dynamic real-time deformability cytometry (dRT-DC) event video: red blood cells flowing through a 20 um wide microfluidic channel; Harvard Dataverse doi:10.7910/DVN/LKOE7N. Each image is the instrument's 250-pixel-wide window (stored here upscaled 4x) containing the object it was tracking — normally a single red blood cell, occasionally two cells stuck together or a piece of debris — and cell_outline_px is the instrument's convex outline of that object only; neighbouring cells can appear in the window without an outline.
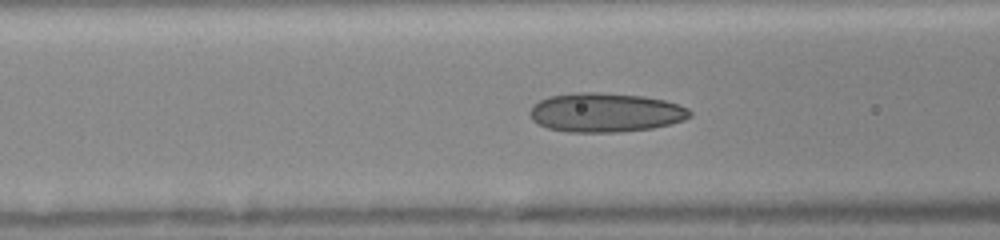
{"species": "human", "species_latin": "Homo sapiens", "temperature_condition": "room temperature", "stored_images_in_passage": 26, "camera_frame_rate_fps": 3000, "um_per_image_px": 0.085, "donor": {"sex": "female"}, "frame": {"image": 1, "passage_image": 6, "time_ms": 1.0, "image_size_px": [1000, 240], "cell_outline_px": [[692, 116], [684, 120], [672, 124], [652, 128], [616, 132], [568, 132], [548, 128], [536, 124], [532, 120], [528, 112], [540, 100], [548, 96], [576, 92], [596, 92], [644, 96], [664, 100], [688, 108], [692, 112]], "centroid_in_image_um": [51.46, 9.56], "position_along_channel_um": 115.1, "area_um2": 36.65}}
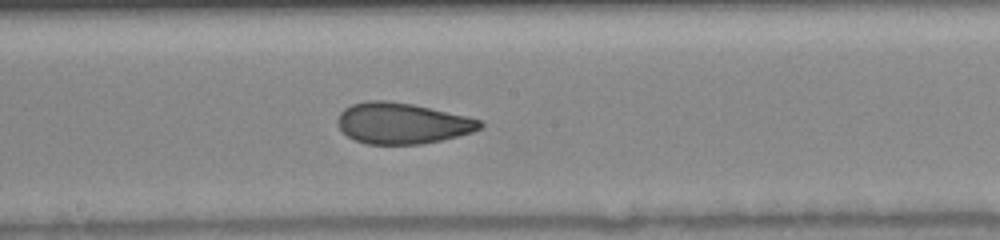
{"frame": {"image": 2, "passage_image": 18, "time_ms": 3.333, "image_size_px": [1000, 240], "cell_outline_px": [[484, 124], [480, 128], [472, 132], [440, 140], [420, 144], [368, 144], [356, 140], [348, 136], [340, 128], [336, 120], [340, 112], [344, 108], [352, 104], [368, 100], [388, 100], [412, 104], [468, 116], [480, 120]], "centroid_in_image_um": [34.17, 10.47], "position_along_channel_um": 214.0, "area_um2": 33.87}}
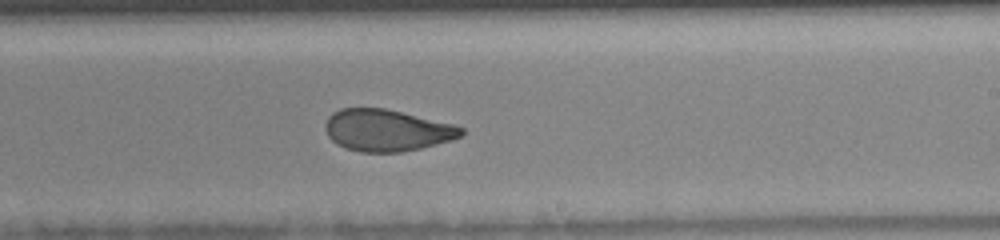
{"frame": {"image": 3, "passage_image": 23, "time_ms": 4.333, "image_size_px": [1000, 240], "cell_outline_px": [[464, 132], [460, 136], [452, 140], [420, 148], [400, 152], [360, 152], [336, 144], [328, 136], [324, 128], [324, 124], [328, 116], [332, 112], [340, 108], [384, 108], [452, 124], [464, 128]], "centroid_in_image_um": [32.83, 11.07], "position_along_channel_um": 256.2, "area_um2": 32.95}}